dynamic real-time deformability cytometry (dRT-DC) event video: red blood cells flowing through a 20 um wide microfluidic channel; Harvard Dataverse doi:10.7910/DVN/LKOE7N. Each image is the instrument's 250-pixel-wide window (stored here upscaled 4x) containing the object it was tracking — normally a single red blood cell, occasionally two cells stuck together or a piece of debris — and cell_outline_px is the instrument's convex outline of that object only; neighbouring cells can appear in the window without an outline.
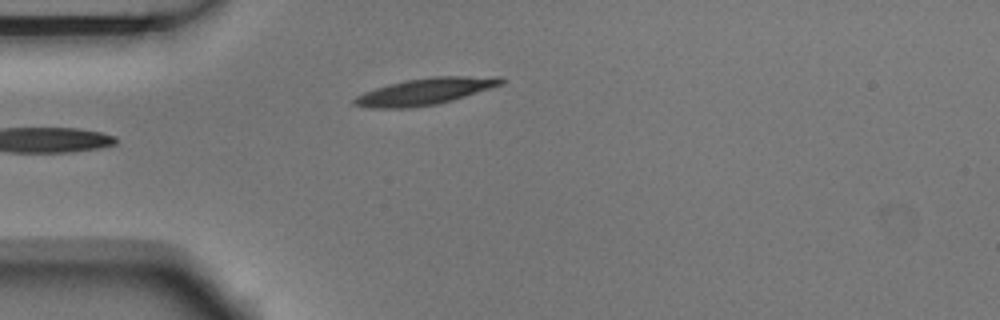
{"species": "Egyptian fruit bat (a non-hibernating species)", "species_latin": "Rousettus aegyptiacus", "temperature_condition": "room temperature", "stored_images_in_passage": 5, "camera_frame_rate_fps": 3000, "um_per_image_px": 0.085, "animal": {"sex": "male"}, "frame": {"image": 1, "passage_image": 5, "time_ms": 1.333, "image_size_px": [1000, 320], "cell_outline_px": [[504, 84], [452, 100], [436, 104], [408, 108], [372, 108], [352, 104], [352, 100], [356, 96], [364, 92], [388, 84], [408, 80], [432, 76], [504, 76]], "centroid_in_image_um": [36.16, 7.76], "position_along_channel_um": 48.8, "area_um2": 22.77}}